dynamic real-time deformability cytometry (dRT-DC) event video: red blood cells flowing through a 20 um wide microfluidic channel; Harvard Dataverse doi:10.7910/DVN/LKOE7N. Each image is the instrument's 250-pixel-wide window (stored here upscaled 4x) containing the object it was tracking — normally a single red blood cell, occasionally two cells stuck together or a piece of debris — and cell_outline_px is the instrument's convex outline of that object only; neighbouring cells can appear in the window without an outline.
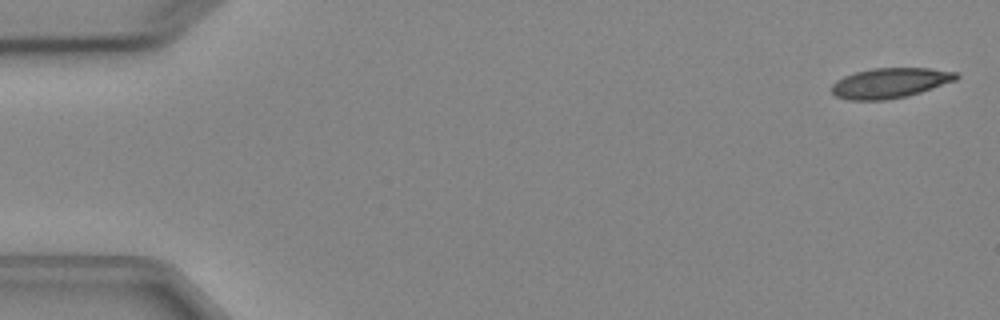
{"species": "Egyptian fruit bat (a non-hibernating species)", "species_latin": "Rousettus aegyptiacus", "temperature_condition": "cold", "stored_images_in_passage": 5, "segment_of_instrument_passage": [1, 2], "camera_frame_rate_fps": 3000, "um_per_image_px": 0.085, "animal": {"sex": "female"}, "frame": {"image": 1, "passage_image": 1, "time_ms": 0.0, "image_size_px": [1000, 320], "cell_outline_px": [[960, 76], [956, 80], [908, 96], [884, 100], [848, 100], [836, 96], [832, 92], [832, 84], [836, 80], [844, 76], [856, 72], [872, 68], [928, 68], [956, 72]], "centroid_in_image_um": [75.64, 7.05], "position_along_channel_um": 9.4, "area_um2": 21.79}}